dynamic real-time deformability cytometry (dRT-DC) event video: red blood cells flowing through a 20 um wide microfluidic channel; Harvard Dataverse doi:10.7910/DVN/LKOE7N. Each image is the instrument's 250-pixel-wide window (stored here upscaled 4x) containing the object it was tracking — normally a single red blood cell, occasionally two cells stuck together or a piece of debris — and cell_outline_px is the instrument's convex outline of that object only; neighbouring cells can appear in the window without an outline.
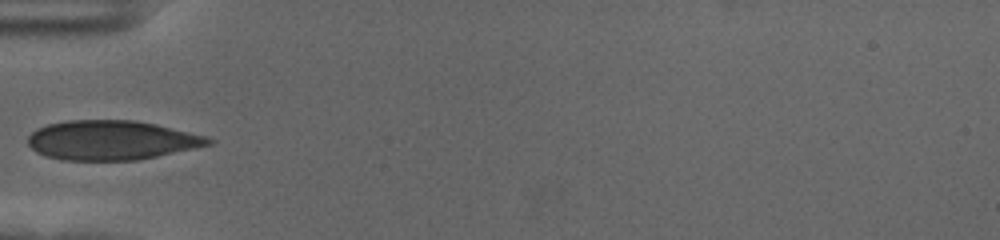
{"species": "human", "species_latin": "Homo sapiens", "temperature_condition": "cold", "stored_images_in_passage": 37, "camera_frame_rate_fps": 3000, "um_per_image_px": 0.085, "donor": {"sex": "female"}, "frame": {"image": 1, "passage_image": 1, "time_ms": 0.0, "image_size_px": [1000, 240], "cell_outline_px": [[216, 140], [212, 144], [196, 148], [136, 160], [64, 160], [48, 156], [36, 152], [28, 144], [28, 136], [36, 128], [48, 124], [68, 120], [136, 120], [156, 124], [208, 136]], "centroid_in_image_um": [9.5, 11.91], "position_along_channel_um": 75.5, "area_um2": 41.56}}
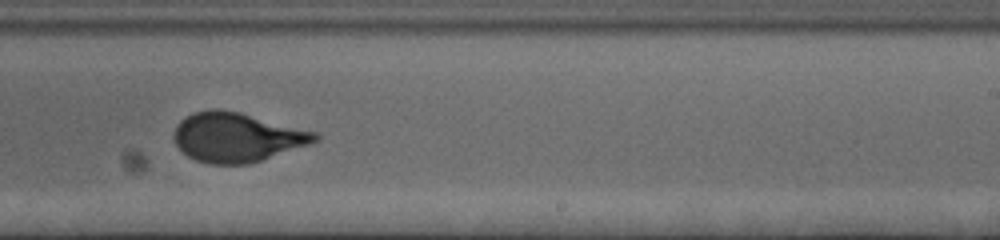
{"frame": {"image": 2, "passage_image": 17, "time_ms": 5.333, "image_size_px": [1000, 240], "cell_outline_px": [[320, 140], [248, 164], [208, 164], [196, 160], [188, 156], [176, 144], [172, 136], [176, 124], [180, 120], [192, 112], [216, 108], [240, 112], [320, 132]], "centroid_in_image_um": [20.13, 11.64], "position_along_channel_um": 268.9, "area_um2": 40.69}}
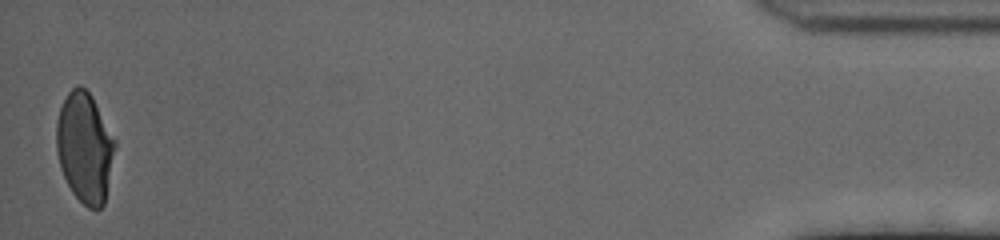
{"frame": {"image": 3, "passage_image": 37, "time_ms": 12.0, "image_size_px": [1000, 240], "cell_outline_px": [[116, 144], [104, 204], [100, 208], [88, 208], [72, 192], [60, 168], [56, 152], [56, 124], [60, 108], [68, 92], [72, 88], [80, 84], [92, 96], [116, 140]], "centroid_in_image_um": [7.2, 12.52], "position_along_channel_um": 428.0, "area_um2": 37.45}}